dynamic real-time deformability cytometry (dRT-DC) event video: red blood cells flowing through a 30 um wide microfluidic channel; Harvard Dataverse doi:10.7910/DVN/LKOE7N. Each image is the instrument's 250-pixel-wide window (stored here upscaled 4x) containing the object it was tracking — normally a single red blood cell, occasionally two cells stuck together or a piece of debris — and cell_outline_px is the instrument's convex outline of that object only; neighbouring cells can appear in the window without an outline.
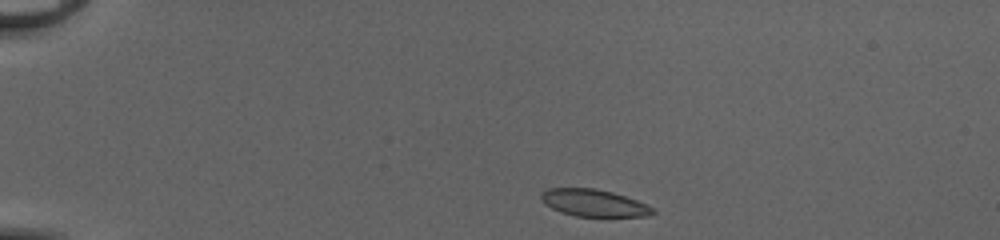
{"species": "common noctule bat (a hibernating species)", "species_latin": "Nyctalus noctula", "temperature_condition": "cold", "stored_images_in_passage": 41, "camera_frame_rate_fps": 3000, "um_per_image_px": 0.085, "animal": {"sex": "female", "body_mass_g": 20.0, "forearm_length_mm": 54.0}, "frame": {"image": 1, "passage_image": 1, "time_ms": 0.0, "image_size_px": [1000, 240], "cell_outline_px": [[656, 212], [648, 216], [608, 220], [576, 216], [560, 212], [544, 204], [540, 200], [540, 192], [548, 188], [596, 188], [612, 192], [648, 204]], "centroid_in_image_um": [50.51, 17.31], "position_along_channel_um": 34.5, "area_um2": 18.73}}
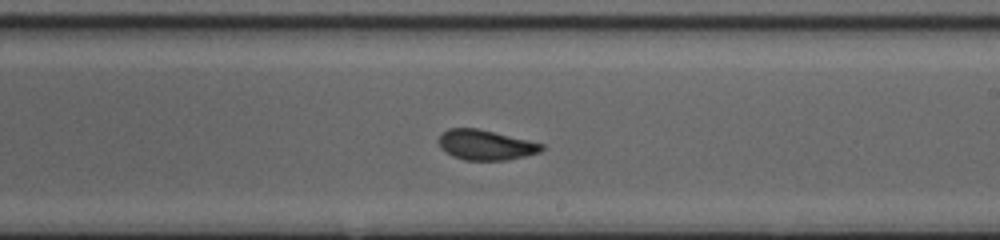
{"frame": {"image": 2, "passage_image": 22, "time_ms": 7.0, "image_size_px": [1000, 240], "cell_outline_px": [[544, 148], [540, 152], [508, 160], [464, 160], [452, 156], [444, 152], [440, 148], [440, 136], [448, 128], [476, 128], [528, 140], [544, 144]], "centroid_in_image_um": [41.27, 12.33], "position_along_channel_um": 247.7, "area_um2": 17.92}}
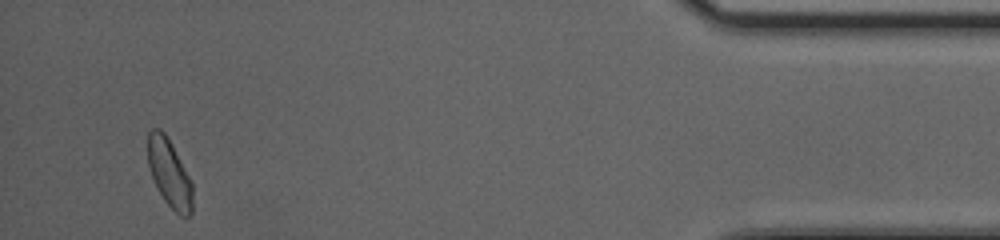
{"frame": {"image": 3, "passage_image": 39, "time_ms": 12.667, "image_size_px": [1000, 240], "cell_outline_px": [[192, 212], [188, 216], [180, 216], [164, 200], [152, 176], [148, 164], [148, 132], [152, 128], [160, 128], [168, 136], [192, 184]], "centroid_in_image_um": [14.39, 14.69], "position_along_channel_um": 420.8, "area_um2": 17.4}, "authors_computed_cell_mechanics": {"area_um2": 18.4382, "velocity_mm_per_s": 4.1274, "shape_relaxation_time_tau1_ms": 4.749, "shape_relaxation_time_tau2_ms": 1.4061, "deformation_change_tau1": 0.1102, "deformation_change_tau2": 0.079}}